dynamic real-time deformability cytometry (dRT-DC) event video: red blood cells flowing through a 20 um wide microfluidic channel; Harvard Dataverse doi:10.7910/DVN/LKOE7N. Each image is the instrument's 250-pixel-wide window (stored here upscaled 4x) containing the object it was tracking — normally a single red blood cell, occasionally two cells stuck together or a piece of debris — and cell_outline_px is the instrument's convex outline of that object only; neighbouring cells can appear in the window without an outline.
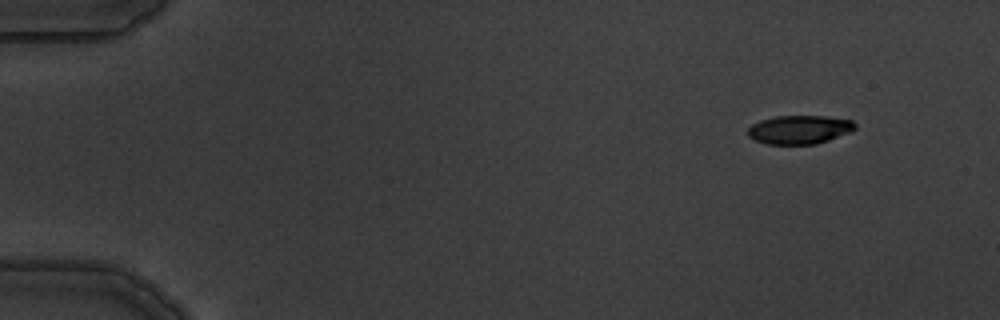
{"species": "common noctule bat (a hibernating species)", "species_latin": "Nyctalus noctula", "temperature_condition": "warm", "stored_images_in_passage": 5, "camera_frame_rate_fps": 3000, "um_per_image_px": 0.085, "animal": {"sex": "male", "body_mass_g": 19.5, "forearm_length_mm": 54.6}, "frame": {"image": 1, "passage_image": 1, "time_ms": 0.0, "image_size_px": [1000, 320], "cell_outline_px": [[856, 128], [852, 132], [816, 144], [764, 144], [752, 140], [748, 136], [748, 128], [752, 124], [760, 120], [776, 116], [828, 116], [852, 120], [856, 124]], "centroid_in_image_um": [67.95, 11.02], "position_along_channel_um": 17.1, "area_um2": 18.15}}
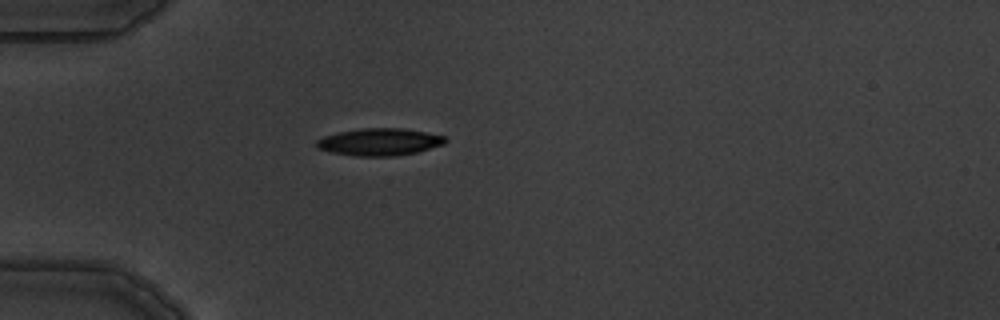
{"frame": {"image": 2, "passage_image": 4, "time_ms": 3.667, "image_size_px": [1000, 320], "cell_outline_px": [[448, 140], [444, 144], [416, 152], [396, 156], [356, 156], [332, 152], [316, 148], [316, 140], [324, 136], [340, 132], [360, 128], [404, 128], [444, 136]], "centroid_in_image_um": [32.25, 12.06], "position_along_channel_um": 52.8, "area_um2": 20.35}}